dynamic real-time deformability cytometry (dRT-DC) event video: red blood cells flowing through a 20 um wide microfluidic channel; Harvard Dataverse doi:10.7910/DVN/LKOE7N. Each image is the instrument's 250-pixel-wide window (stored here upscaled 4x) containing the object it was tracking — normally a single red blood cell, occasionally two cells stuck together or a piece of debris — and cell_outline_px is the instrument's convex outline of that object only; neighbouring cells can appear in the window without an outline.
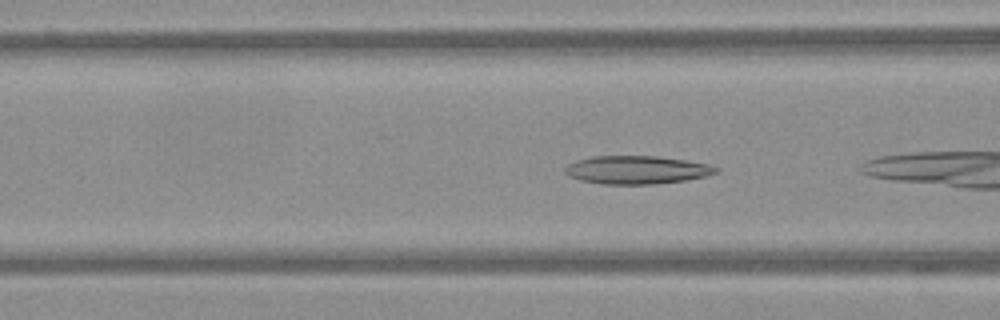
{"species": "Egyptian fruit bat (a non-hibernating species)", "species_latin": "Rousettus aegyptiacus", "temperature_condition": "warm", "stored_images_in_passage": 8, "camera_frame_rate_fps": 3000, "um_per_image_px": 0.085, "frame": {"image": 1, "passage_image": 3, "time_ms": 0.667, "image_size_px": [1000, 320], "cell_outline_px": [[720, 172], [704, 176], [684, 180], [656, 184], [600, 184], [580, 180], [568, 176], [564, 172], [564, 168], [568, 164], [576, 160], [592, 156], [656, 156], [684, 160], [708, 164], [720, 168]], "centroid_in_image_um": [54.09, 14.44], "position_along_channel_um": 112.5, "area_um2": 24.85}}
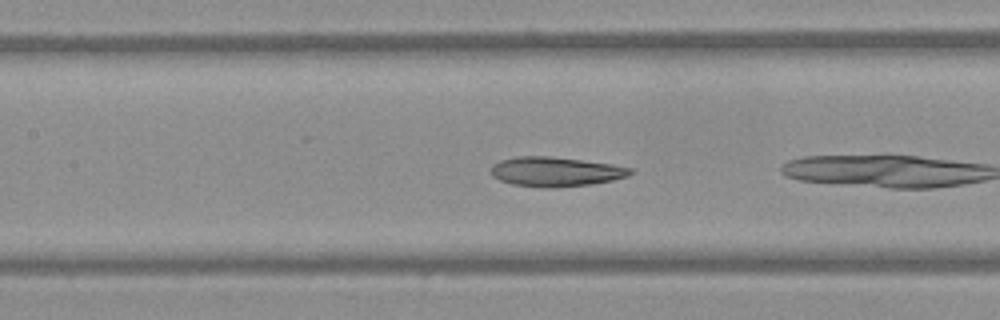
{"frame": {"image": 2, "passage_image": 7, "time_ms": 2.0, "image_size_px": [1000, 320], "cell_outline_px": [[632, 172], [628, 176], [612, 180], [592, 184], [556, 188], [544, 188], [512, 184], [500, 180], [492, 176], [492, 164], [500, 160], [516, 156], [548, 156], [612, 164], [632, 168]], "centroid_in_image_um": [47.21, 14.6], "position_along_channel_um": 160.2, "area_um2": 23.99}}